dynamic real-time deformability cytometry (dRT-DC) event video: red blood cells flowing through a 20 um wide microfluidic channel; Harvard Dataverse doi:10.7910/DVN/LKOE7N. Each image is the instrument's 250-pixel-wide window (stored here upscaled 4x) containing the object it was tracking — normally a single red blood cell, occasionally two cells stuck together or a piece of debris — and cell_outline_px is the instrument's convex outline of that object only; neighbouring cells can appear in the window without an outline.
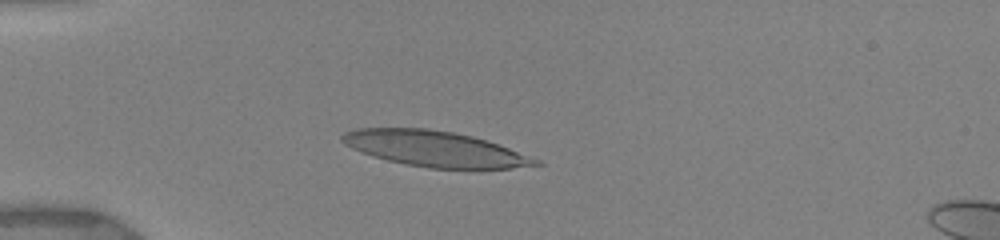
{"species": "human", "species_latin": "Homo sapiens", "temperature_condition": "warm", "stored_images_in_passage": 3, "camera_frame_rate_fps": 3000, "um_per_image_px": 0.085, "donor": {"sex": "female"}, "frame": {"image": 1, "passage_image": 3, "time_ms": 2.0, "image_size_px": [1000, 240], "cell_outline_px": [[544, 164], [512, 168], [428, 168], [404, 164], [372, 156], [360, 152], [344, 144], [340, 140], [340, 136], [344, 132], [356, 128], [428, 128], [452, 132], [472, 136], [508, 148], [540, 160]], "centroid_in_image_um": [36.89, 12.64], "position_along_channel_um": 48.1, "area_um2": 39.82}}